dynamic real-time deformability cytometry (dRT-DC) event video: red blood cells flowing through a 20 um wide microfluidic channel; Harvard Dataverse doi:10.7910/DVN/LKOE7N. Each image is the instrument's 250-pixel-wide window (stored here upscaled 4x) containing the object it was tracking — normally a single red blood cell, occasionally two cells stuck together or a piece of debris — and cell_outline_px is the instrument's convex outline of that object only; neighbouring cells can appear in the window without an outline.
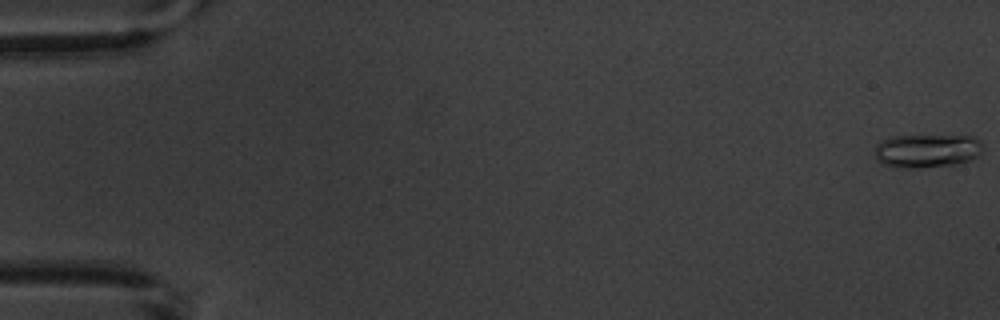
{"species": "common noctule bat (a hibernating species)", "species_latin": "Nyctalus noctula", "temperature_condition": "warm", "stored_images_in_passage": 4, "camera_frame_rate_fps": 3000, "um_per_image_px": 0.085, "animal": {"sex": "male", "body_mass_g": 20.1, "forearm_length_mm": 53.5}, "frame": {"image": 1, "passage_image": 1, "time_ms": 0.0, "image_size_px": [1000, 320], "cell_outline_px": [[980, 152], [972, 160], [960, 164], [916, 168], [900, 168], [884, 164], [876, 160], [876, 144], [880, 140], [892, 136], [976, 136], [980, 140]], "centroid_in_image_um": [78.78, 12.82], "position_along_channel_um": 6.2, "area_um2": 21.21}}